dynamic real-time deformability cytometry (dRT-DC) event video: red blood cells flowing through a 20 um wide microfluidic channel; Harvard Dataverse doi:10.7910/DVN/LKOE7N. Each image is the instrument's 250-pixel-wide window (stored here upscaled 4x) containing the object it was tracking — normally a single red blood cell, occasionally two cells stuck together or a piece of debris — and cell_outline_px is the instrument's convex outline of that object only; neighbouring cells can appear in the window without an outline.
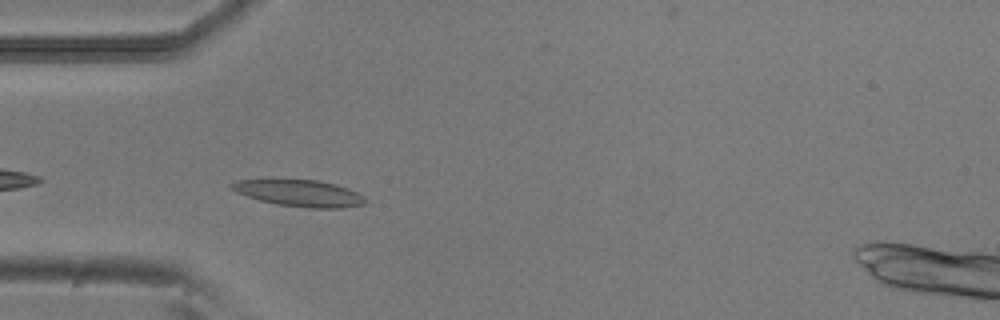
{"species": "common noctule bat (a hibernating species)", "species_latin": "Nyctalus noctula", "temperature_condition": "room temperature", "stored_images_in_passage": 39, "camera_frame_rate_fps": 3000, "um_per_image_px": 0.085, "animal": {"sex": "male", "body_mass_g": 20.5, "forearm_length_mm": 52.5}, "frame": {"image": 1, "passage_image": 3, "time_ms": 0.667, "image_size_px": [1000, 320], "cell_outline_px": [[368, 200], [364, 204], [344, 208], [308, 208], [280, 204], [260, 200], [236, 192], [228, 188], [228, 184], [240, 180], [272, 176], [320, 180], [336, 184], [348, 188], [364, 196]], "centroid_in_image_um": [25.39, 16.35], "position_along_channel_um": 59.6, "area_um2": 21.79}}
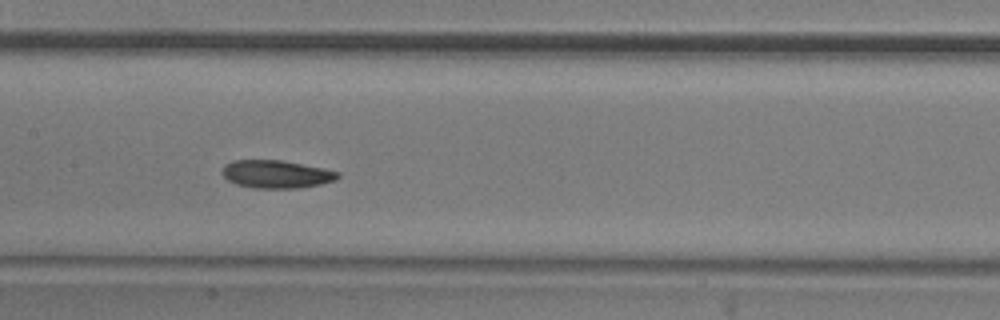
{"frame": {"image": 2, "passage_image": 13, "time_ms": 4.0, "image_size_px": [1000, 320], "cell_outline_px": [[340, 176], [336, 180], [320, 184], [300, 188], [252, 188], [236, 184], [228, 180], [220, 172], [224, 164], [232, 160], [280, 160], [324, 168], [340, 172]], "centroid_in_image_um": [23.47, 14.8], "position_along_channel_um": 183.9, "area_um2": 18.96}}
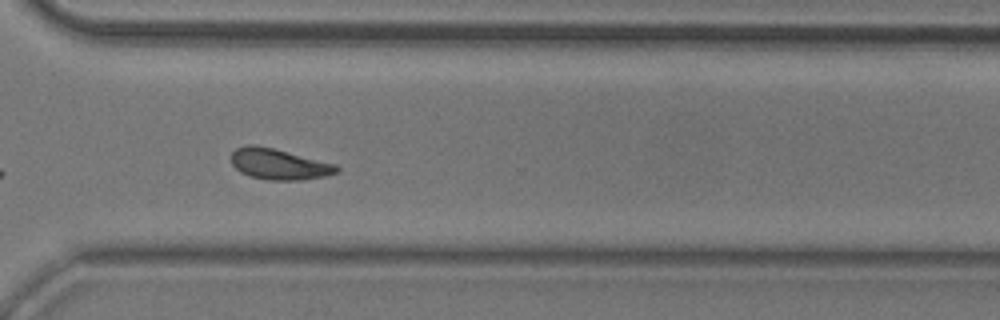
{"frame": {"image": 3, "passage_image": 26, "time_ms": 8.333, "image_size_px": [1000, 320], "cell_outline_px": [[340, 172], [324, 176], [304, 180], [268, 180], [248, 176], [240, 172], [232, 164], [232, 152], [236, 148], [248, 144], [256, 144], [336, 164], [340, 168]], "centroid_in_image_um": [23.71, 13.96], "position_along_channel_um": 346.9, "area_um2": 19.02}, "authors_computed_cell_mechanics": {"area_um2": 18.6694, "velocity_mm_per_s": 3.7677, "shape_relaxation_time_tau1_ms": 3.8426, "shape_relaxation_time_tau2_ms": null, "deformation_change_tau1": 0.126, "deformation_change_tau2": null}}